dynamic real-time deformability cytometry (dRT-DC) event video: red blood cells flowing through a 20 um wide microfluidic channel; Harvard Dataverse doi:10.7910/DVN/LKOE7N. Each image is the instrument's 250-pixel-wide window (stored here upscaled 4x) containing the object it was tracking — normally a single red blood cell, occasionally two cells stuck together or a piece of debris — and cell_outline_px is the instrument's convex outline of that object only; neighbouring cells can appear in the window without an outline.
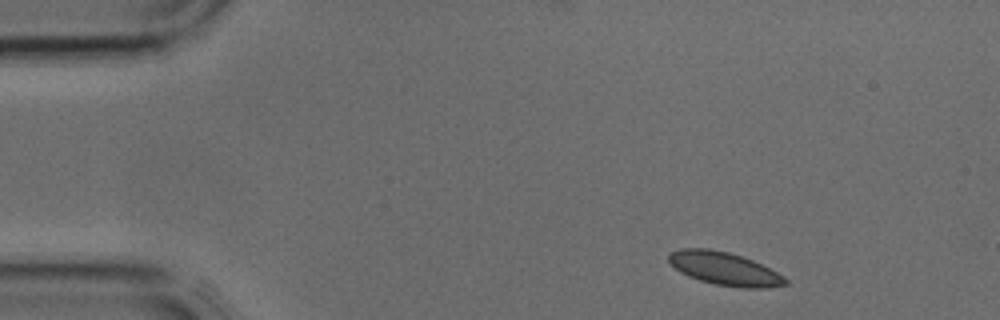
{"species": "common noctule bat (a hibernating species)", "species_latin": "Nyctalus noctula", "temperature_condition": "cold", "stored_images_in_passage": 3, "camera_frame_rate_fps": 3000, "um_per_image_px": 0.085, "animal": {"sex": "male", "body_mass_g": 17.9, "forearm_length_mm": 54.2}, "frame": {"image": 1, "passage_image": 1, "time_ms": 0.0, "image_size_px": [1000, 320], "cell_outline_px": [[788, 284], [764, 288], [740, 288], [716, 284], [700, 280], [688, 276], [680, 272], [668, 260], [668, 256], [672, 252], [680, 248], [708, 248], [728, 252], [752, 260], [784, 276], [788, 280]], "centroid_in_image_um": [61.58, 22.84], "position_along_channel_um": 23.4, "area_um2": 22.25}}